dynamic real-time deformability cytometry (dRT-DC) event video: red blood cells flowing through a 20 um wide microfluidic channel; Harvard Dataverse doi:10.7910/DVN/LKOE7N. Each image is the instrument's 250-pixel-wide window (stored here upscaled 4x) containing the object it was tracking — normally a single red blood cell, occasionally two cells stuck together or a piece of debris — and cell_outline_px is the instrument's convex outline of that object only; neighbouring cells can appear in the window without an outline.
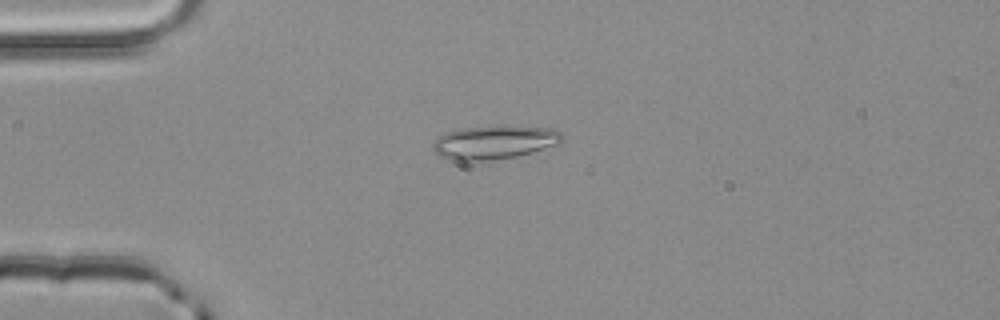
{"species": "common noctule bat (a hibernating species)", "species_latin": "Nyctalus noctula", "temperature_condition": "room temperature", "stored_images_in_passage": 4, "camera_frame_rate_fps": 3000, "um_per_image_px": 0.085, "animal": {"sex": "male", "body_mass_g": 20.4}, "frame": {"image": 1, "passage_image": 4, "time_ms": 1.0, "image_size_px": [1000, 320], "cell_outline_px": [[564, 140], [560, 144], [532, 152], [516, 156], [484, 160], [456, 160], [440, 156], [432, 148], [432, 144], [444, 132], [464, 128], [552, 128], [560, 132], [564, 136]], "centroid_in_image_um": [42.03, 12.12], "position_along_channel_um": 43.0, "area_um2": 24.28}}